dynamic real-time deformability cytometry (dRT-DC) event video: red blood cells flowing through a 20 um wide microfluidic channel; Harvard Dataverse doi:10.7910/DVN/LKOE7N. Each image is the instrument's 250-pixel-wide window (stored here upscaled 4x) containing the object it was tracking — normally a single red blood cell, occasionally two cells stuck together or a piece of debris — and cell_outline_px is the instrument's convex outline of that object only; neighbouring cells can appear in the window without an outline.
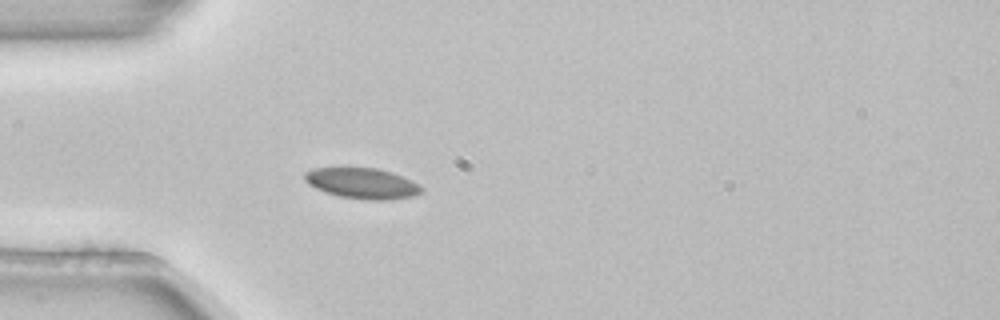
{"species": "common noctule bat (a hibernating species)", "species_latin": "Nyctalus noctula", "temperature_condition": "room temperature", "stored_images_in_passage": 3, "camera_frame_rate_fps": 3000, "um_per_image_px": 0.085, "animal": {"sex": "female", "body_mass_g": 22.7, "forearm_length_mm": 54.2}, "frame": {"image": 1, "passage_image": 3, "time_ms": 0.667, "image_size_px": [1000, 320], "cell_outline_px": [[424, 192], [412, 196], [388, 200], [368, 200], [340, 196], [324, 192], [308, 184], [304, 180], [304, 172], [312, 168], [376, 168], [412, 180], [424, 188]], "centroid_in_image_um": [30.77, 15.59], "position_along_channel_um": 54.2, "area_um2": 20.81}}